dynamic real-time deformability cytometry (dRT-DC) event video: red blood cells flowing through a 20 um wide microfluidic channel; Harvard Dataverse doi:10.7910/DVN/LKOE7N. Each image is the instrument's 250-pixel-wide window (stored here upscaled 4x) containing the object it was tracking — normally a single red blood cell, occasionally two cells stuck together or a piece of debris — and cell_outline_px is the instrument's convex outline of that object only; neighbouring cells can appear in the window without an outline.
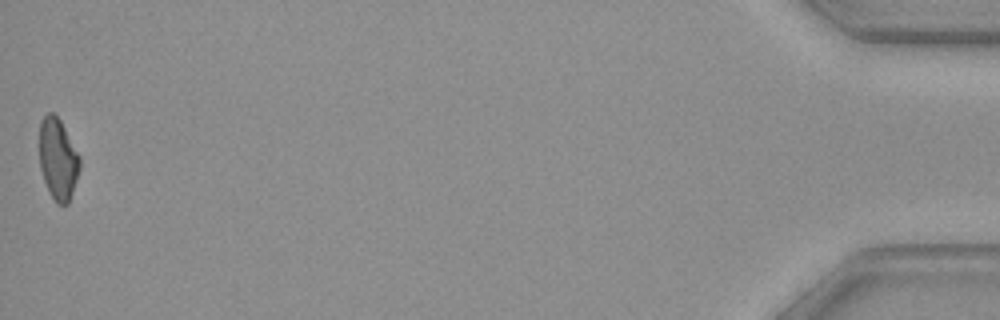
{"species": "common noctule bat (a hibernating species)", "species_latin": "Nyctalus noctula", "temperature_condition": "warm", "stored_images_in_passage": 49, "camera_frame_rate_fps": 3000, "um_per_image_px": 0.085, "animal": {"sex": "female", "body_mass_g": 29.2, "forearm_length_mm": 56.3}, "frame": {"image": 1, "passage_image": 49, "time_ms": 16.0, "image_size_px": [1000, 320], "cell_outline_px": [[80, 168], [68, 204], [56, 204], [48, 192], [40, 168], [40, 120], [48, 112], [52, 112], [60, 120], [80, 156]], "centroid_in_image_um": [4.92, 13.53], "position_along_channel_um": 430.3, "area_um2": 19.07}}